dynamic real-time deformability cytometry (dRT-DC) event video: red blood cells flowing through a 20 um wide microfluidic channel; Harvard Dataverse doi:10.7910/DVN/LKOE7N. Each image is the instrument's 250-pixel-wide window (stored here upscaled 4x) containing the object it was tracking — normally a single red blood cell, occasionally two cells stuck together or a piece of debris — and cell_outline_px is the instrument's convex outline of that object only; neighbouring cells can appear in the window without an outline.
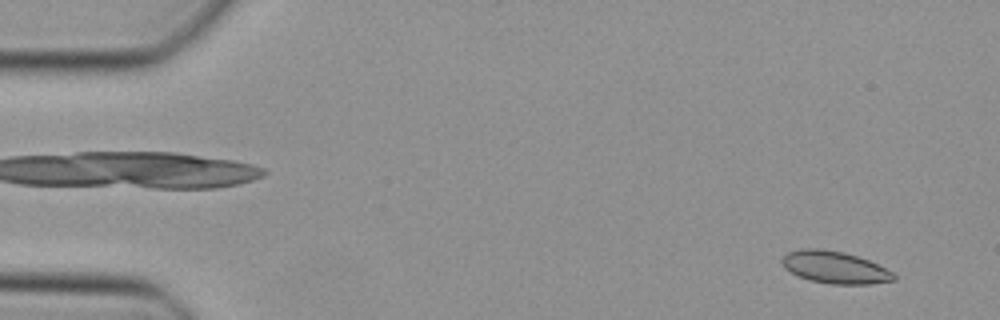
{"species": "Egyptian fruit bat (a non-hibernating species)", "species_latin": "Rousettus aegyptiacus", "temperature_condition": "cold", "stored_images_in_passage": 48, "camera_frame_rate_fps": 3000, "um_per_image_px": 0.085, "animal": {"sex": "female"}, "frame": {"image": 1, "passage_image": 4, "time_ms": 1.0, "image_size_px": [1000, 320], "cell_outline_px": [[896, 280], [872, 284], [832, 284], [812, 280], [800, 276], [784, 268], [780, 260], [788, 252], [800, 248], [820, 248], [844, 252], [868, 260], [892, 272], [896, 276]], "centroid_in_image_um": [70.95, 22.71], "position_along_channel_um": 14.0, "area_um2": 20.81}}
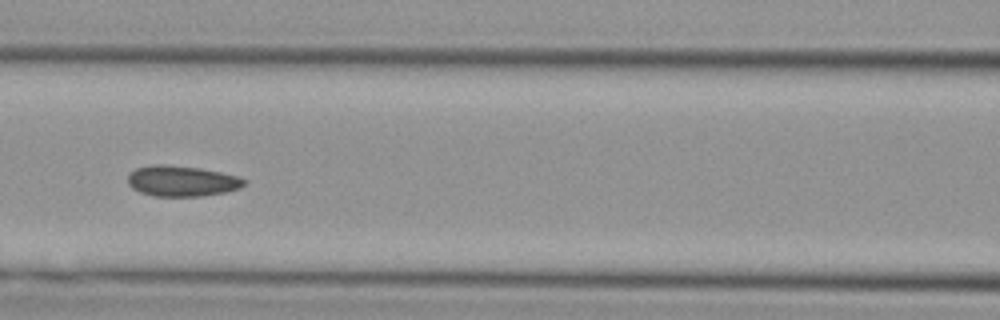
{"frame": {"image": 2, "passage_image": 22, "time_ms": 7.0, "image_size_px": [1000, 320], "cell_outline_px": [[244, 184], [240, 188], [224, 192], [200, 196], [152, 196], [140, 192], [132, 188], [128, 184], [128, 172], [136, 168], [152, 164], [164, 164], [200, 168], [220, 172], [236, 176], [244, 180]], "centroid_in_image_um": [15.38, 15.38], "position_along_channel_um": 151.2, "area_um2": 20.75}}
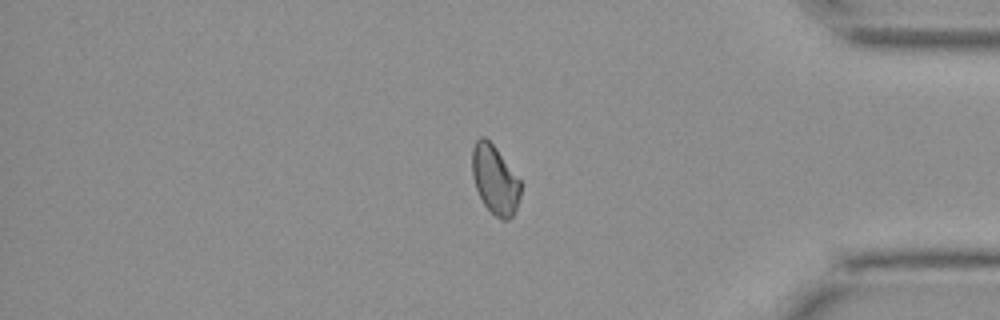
{"frame": {"image": 3, "passage_image": 41, "time_ms": 13.333, "image_size_px": [1000, 320], "cell_outline_px": [[520, 196], [516, 208], [512, 216], [508, 220], [500, 220], [484, 204], [476, 188], [472, 176], [472, 148], [476, 140], [480, 136], [484, 136], [496, 148], [520, 180]], "centroid_in_image_um": [42.05, 15.27], "position_along_channel_um": 393.1, "area_um2": 19.25}}